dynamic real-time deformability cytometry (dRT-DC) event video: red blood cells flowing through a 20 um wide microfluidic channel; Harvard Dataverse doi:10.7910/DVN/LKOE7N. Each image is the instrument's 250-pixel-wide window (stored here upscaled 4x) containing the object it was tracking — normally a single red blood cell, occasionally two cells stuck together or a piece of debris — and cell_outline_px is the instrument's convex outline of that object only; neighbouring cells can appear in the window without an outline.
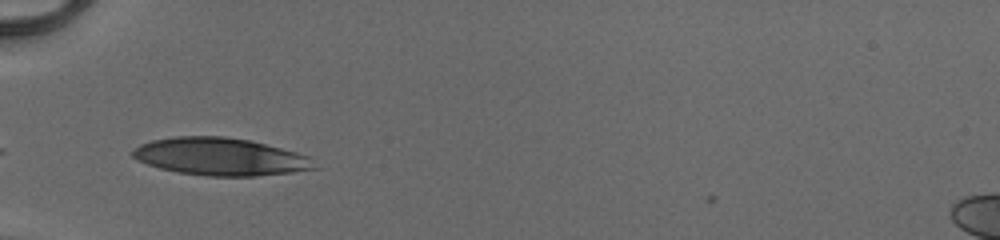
{"species": "human", "species_latin": "Homo sapiens", "temperature_condition": "cold", "stored_images_in_passage": 28, "camera_frame_rate_fps": 3000, "um_per_image_px": 0.085, "donor": {"sex": "male"}, "frame": {"image": 1, "passage_image": 1, "time_ms": 0.0, "image_size_px": [1000, 240], "cell_outline_px": [[320, 168], [292, 172], [256, 176], [204, 176], [176, 172], [160, 168], [148, 164], [132, 156], [132, 152], [140, 144], [152, 140], [172, 136], [224, 136], [252, 140], [296, 152], [308, 156]], "centroid_in_image_um": [18.75, 13.31], "position_along_channel_um": 66.2, "area_um2": 39.88}}
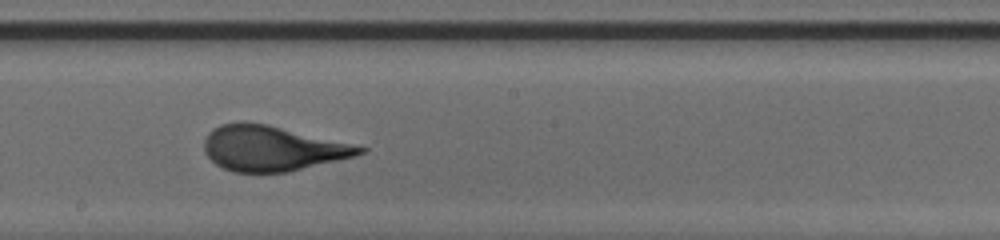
{"frame": {"image": 2, "passage_image": 13, "time_ms": 4.0, "image_size_px": [1000, 240], "cell_outline_px": [[368, 148], [364, 152], [356, 156], [288, 172], [232, 172], [216, 164], [204, 152], [204, 140], [208, 132], [212, 128], [220, 124], [244, 120], [268, 124], [352, 144]], "centroid_in_image_um": [23.09, 12.59], "position_along_channel_um": 225.1, "area_um2": 41.04}}
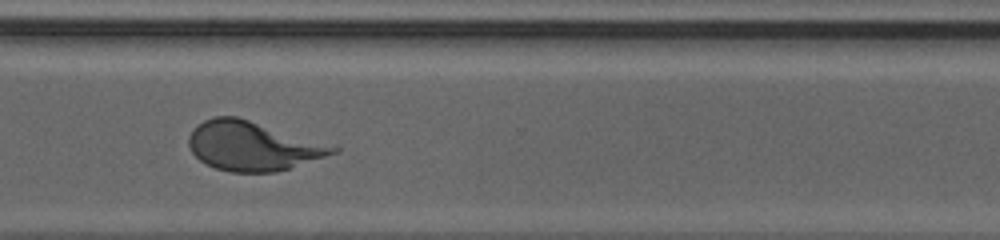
{"frame": {"image": 3, "passage_image": 22, "time_ms": 7.0, "image_size_px": [1000, 240], "cell_outline_px": [[340, 148], [336, 152], [276, 172], [232, 172], [216, 168], [200, 160], [192, 152], [188, 144], [188, 136], [192, 128], [196, 124], [204, 120], [216, 116], [236, 116], [336, 144]], "centroid_in_image_um": [21.49, 12.38], "position_along_channel_um": 349.1, "area_um2": 41.5}, "authors_computed_cell_mechanics": {"area_um2": 40.8357, "velocity_mm_per_s": 4.1161, "shape_relaxation_time_tau1_ms": 2.8994, "shape_relaxation_time_tau2_ms": null, "deformation_change_tau1": 0.1771, "deformation_change_tau2": null}}